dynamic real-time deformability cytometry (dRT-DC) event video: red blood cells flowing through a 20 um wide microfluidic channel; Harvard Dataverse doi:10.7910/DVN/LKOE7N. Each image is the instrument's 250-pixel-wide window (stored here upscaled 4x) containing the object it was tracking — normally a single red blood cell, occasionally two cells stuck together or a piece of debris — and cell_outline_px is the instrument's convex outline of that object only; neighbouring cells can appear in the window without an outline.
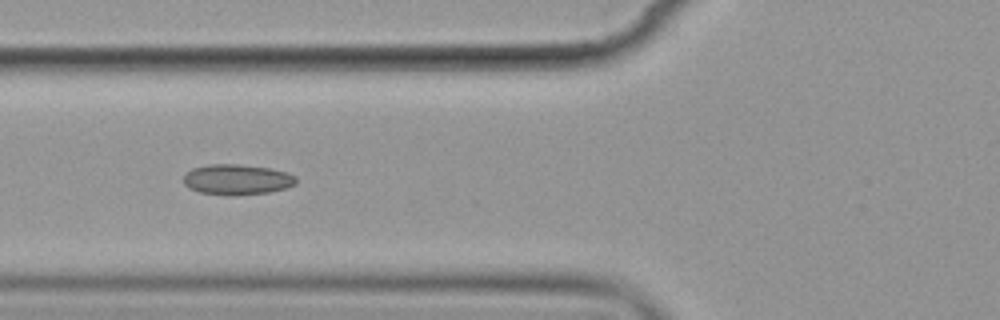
{"species": "common noctule bat (a hibernating species)", "species_latin": "Nyctalus noctula", "temperature_condition": "cold", "stored_images_in_passage": 9, "camera_frame_rate_fps": 3000, "um_per_image_px": 0.085, "animal": {"sex": "female", "body_mass_g": 19.9}, "frame": {"image": 1, "passage_image": 7, "time_ms": 7.0, "image_size_px": [1000, 320], "cell_outline_px": [[296, 184], [288, 188], [268, 192], [236, 196], [228, 196], [200, 192], [188, 188], [184, 184], [184, 176], [192, 168], [208, 164], [240, 164], [268, 168], [288, 172], [296, 176]], "centroid_in_image_um": [20.16, 15.27], "position_along_channel_um": 105.6, "area_um2": 20.23}}
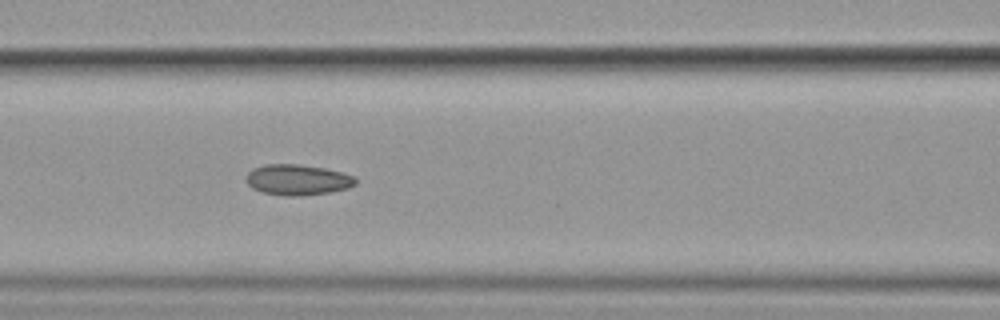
{"frame": {"image": 2, "passage_image": 8, "time_ms": 8.0, "image_size_px": [1000, 320], "cell_outline_px": [[356, 184], [348, 188], [328, 192], [300, 196], [288, 196], [264, 192], [252, 188], [248, 184], [248, 172], [252, 168], [264, 164], [300, 164], [324, 168], [356, 176]], "centroid_in_image_um": [25.31, 15.27], "position_along_channel_um": 141.3, "area_um2": 19.42}}
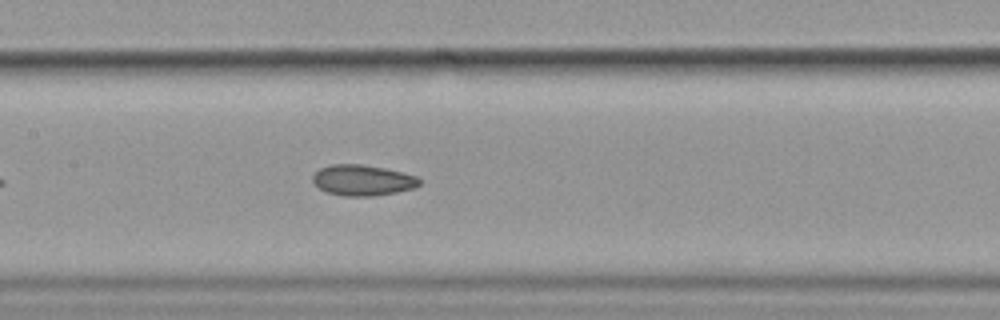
{"frame": {"image": 3, "passage_image": 9, "time_ms": 9.0, "image_size_px": [1000, 320], "cell_outline_px": [[420, 184], [412, 188], [396, 192], [372, 196], [344, 196], [324, 192], [312, 180], [312, 176], [320, 168], [332, 164], [360, 164], [384, 168], [404, 172], [416, 176], [420, 180]], "centroid_in_image_um": [30.81, 15.32], "position_along_channel_um": 176.6, "area_um2": 19.07}}